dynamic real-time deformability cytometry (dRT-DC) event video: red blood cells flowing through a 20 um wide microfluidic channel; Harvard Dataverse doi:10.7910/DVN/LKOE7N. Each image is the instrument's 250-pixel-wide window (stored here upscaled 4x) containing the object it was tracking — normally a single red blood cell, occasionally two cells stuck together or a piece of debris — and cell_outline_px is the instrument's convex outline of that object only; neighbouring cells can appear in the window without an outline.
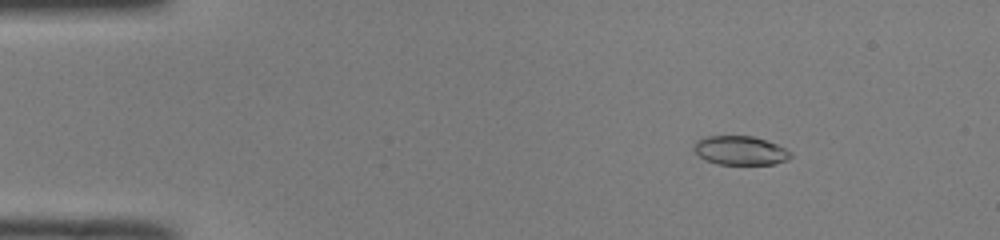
{"species": "common noctule bat (a hibernating species)", "species_latin": "Nyctalus noctula", "temperature_condition": "room temperature", "stored_images_in_passage": 51, "camera_frame_rate_fps": 3000, "um_per_image_px": 0.085, "animal": {"sex": "male", "body_mass_g": 19.0, "forearm_length_mm": 50.8}, "frame": {"image": 1, "passage_image": 8, "time_ms": 2.333, "image_size_px": [1000, 240], "cell_outline_px": [[792, 156], [784, 160], [772, 164], [720, 164], [704, 160], [692, 148], [696, 140], [708, 136], [752, 136], [776, 144], [792, 152]], "centroid_in_image_um": [62.89, 12.79], "position_along_channel_um": 22.1, "area_um2": 16.13}}
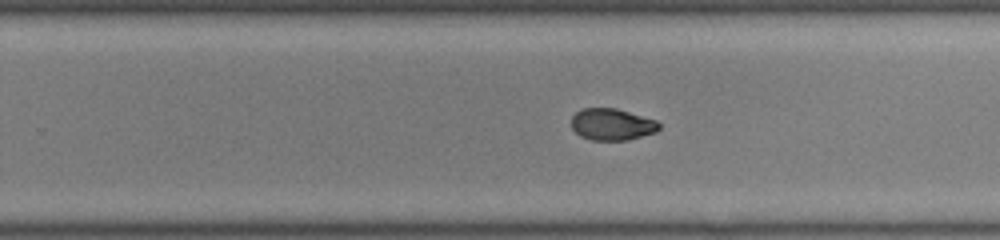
{"frame": {"image": 2, "passage_image": 33, "time_ms": 10.667, "image_size_px": [1000, 240], "cell_outline_px": [[660, 128], [656, 132], [628, 140], [592, 140], [580, 136], [572, 128], [572, 116], [580, 108], [616, 108], [656, 120], [660, 124]], "centroid_in_image_um": [52.01, 10.57], "position_along_channel_um": 277.8, "area_um2": 16.24}}
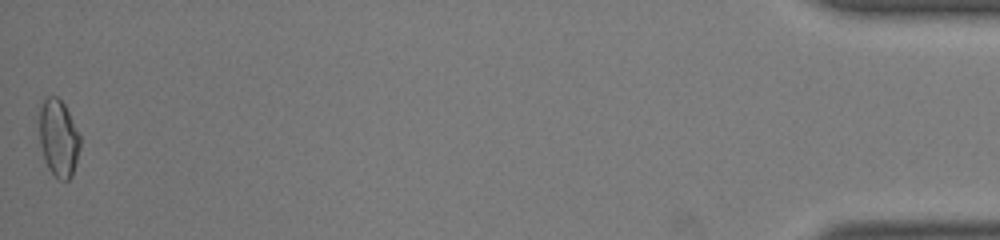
{"frame": {"image": 3, "passage_image": 51, "time_ms": 16.667, "image_size_px": [1000, 240], "cell_outline_px": [[80, 148], [72, 176], [68, 180], [60, 180], [48, 168], [44, 160], [40, 144], [36, 120], [40, 104], [48, 96], [56, 96], [64, 104], [80, 136]], "centroid_in_image_um": [4.92, 11.71], "position_along_channel_um": 430.3, "area_um2": 18.73}, "authors_computed_cell_mechanics": {"area_um2": 17.2244, "velocity_mm_per_s": 4.0892, "shape_relaxation_time_tau1_ms": 8.7554, "shape_relaxation_time_tau2_ms": 2.0715, "deformation_change_tau1": 0.2134, "deformation_change_tau2": 0.0538}}